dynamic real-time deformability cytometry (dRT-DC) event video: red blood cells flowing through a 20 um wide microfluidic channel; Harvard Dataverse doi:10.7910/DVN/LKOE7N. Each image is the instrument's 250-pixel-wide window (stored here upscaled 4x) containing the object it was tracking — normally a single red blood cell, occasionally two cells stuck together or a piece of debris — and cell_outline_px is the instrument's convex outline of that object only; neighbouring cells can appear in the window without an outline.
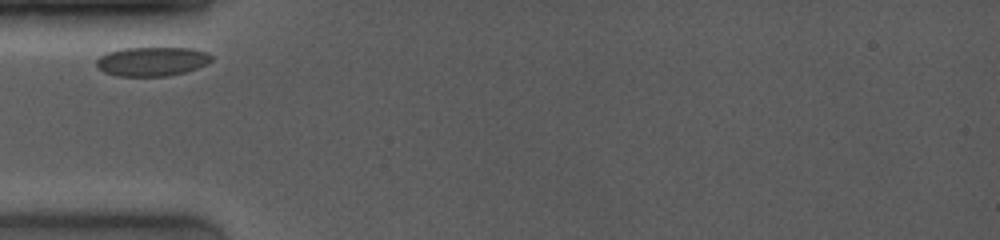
{"species": "common noctule bat (a hibernating species)", "species_latin": "Nyctalus noctula", "temperature_condition": "room temperature", "stored_images_in_passage": 6, "camera_frame_rate_fps": 4000, "um_per_image_px": 0.085, "animal": {"sex": "female", "body_mass_g": 19.0, "forearm_length_mm": 53.3}, "frame": {"image": 1, "passage_image": 1, "time_ms": 0.0, "image_size_px": [1000, 240], "cell_outline_px": [[212, 60], [188, 72], [168, 76], [116, 76], [104, 72], [96, 68], [96, 60], [100, 56], [108, 52], [124, 48], [192, 48], [208, 52], [212, 56]], "centroid_in_image_um": [12.9, 5.23], "position_along_channel_um": 72.1, "area_um2": 19.65}}
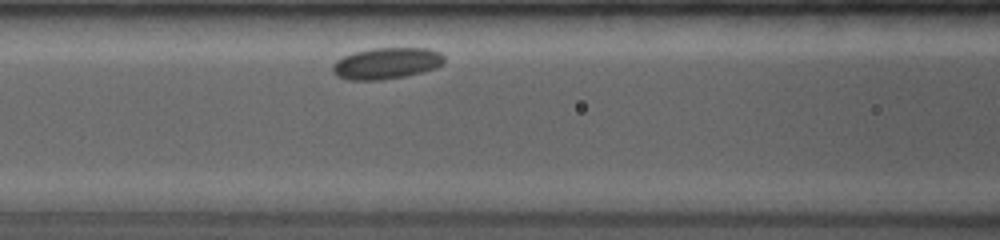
{"frame": {"image": 2, "passage_image": 3, "time_ms": 1.75, "image_size_px": [1000, 240], "cell_outline_px": [[444, 64], [436, 68], [404, 76], [384, 80], [348, 80], [336, 76], [332, 72], [332, 64], [336, 60], [352, 52], [372, 48], [428, 48], [440, 52], [444, 56]], "centroid_in_image_um": [32.83, 5.38], "position_along_channel_um": 133.8, "area_um2": 20.63}}